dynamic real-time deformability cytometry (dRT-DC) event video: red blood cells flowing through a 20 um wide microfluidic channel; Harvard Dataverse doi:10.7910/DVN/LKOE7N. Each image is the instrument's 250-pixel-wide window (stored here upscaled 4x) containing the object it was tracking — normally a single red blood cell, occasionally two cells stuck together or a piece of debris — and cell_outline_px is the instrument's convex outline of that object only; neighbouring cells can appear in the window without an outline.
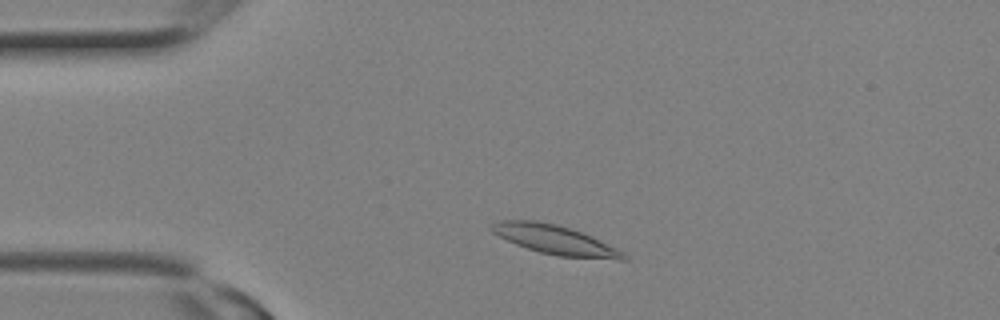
{"species": "Egyptian fruit bat (a non-hibernating species)", "species_latin": "Rousettus aegyptiacus", "temperature_condition": "room temperature", "stored_images_in_passage": 8, "camera_frame_rate_fps": 3000, "um_per_image_px": 0.085, "animal": {"sex": "female"}, "frame": {"image": 1, "passage_image": 3, "time_ms": 0.667, "image_size_px": [1000, 320], "cell_outline_px": [[632, 260], [616, 260], [560, 256], [540, 252], [516, 244], [492, 232], [488, 228], [488, 224], [500, 220], [536, 220], [556, 224], [580, 232], [616, 248], [624, 252]], "centroid_in_image_um": [47.17, 20.39], "position_along_channel_um": 37.8, "area_um2": 22.31}}
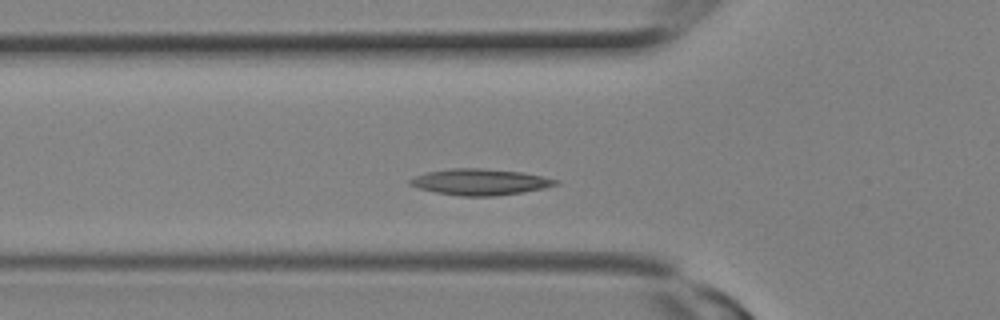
{"frame": {"image": 2, "passage_image": 6, "time_ms": 1.667, "image_size_px": [1000, 320], "cell_outline_px": [[560, 184], [544, 188], [496, 196], [460, 196], [436, 192], [420, 188], [408, 184], [408, 180], [416, 176], [428, 172], [452, 168], [480, 168], [520, 172], [560, 180]], "centroid_in_image_um": [40.81, 15.47], "position_along_channel_um": 85.0, "area_um2": 21.96}}
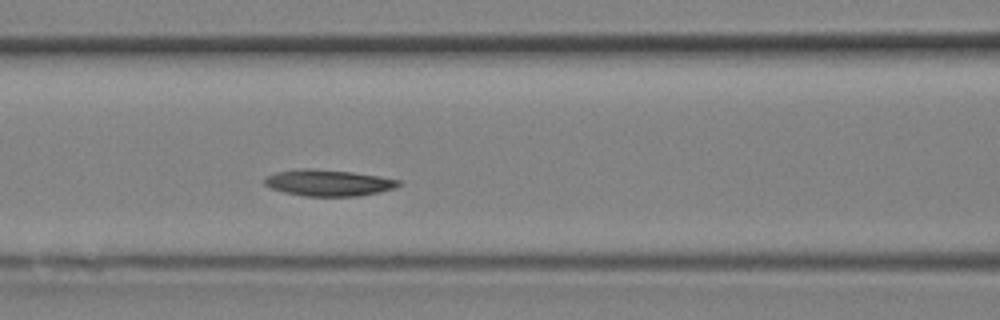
{"frame": {"image": 3, "passage_image": 8, "time_ms": 2.333, "image_size_px": [1000, 320], "cell_outline_px": [[404, 184], [380, 192], [360, 196], [304, 196], [284, 192], [272, 188], [264, 184], [264, 180], [268, 176], [276, 172], [300, 168], [316, 168], [352, 172], [380, 176], [400, 180]], "centroid_in_image_um": [27.94, 15.53], "position_along_channel_um": 138.7, "area_um2": 20.69}}